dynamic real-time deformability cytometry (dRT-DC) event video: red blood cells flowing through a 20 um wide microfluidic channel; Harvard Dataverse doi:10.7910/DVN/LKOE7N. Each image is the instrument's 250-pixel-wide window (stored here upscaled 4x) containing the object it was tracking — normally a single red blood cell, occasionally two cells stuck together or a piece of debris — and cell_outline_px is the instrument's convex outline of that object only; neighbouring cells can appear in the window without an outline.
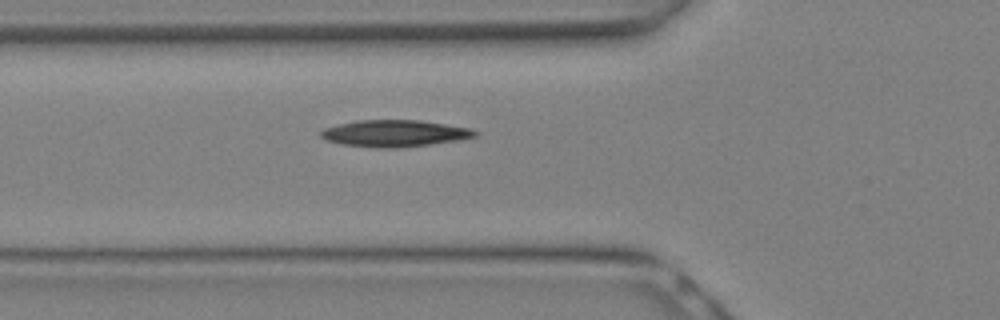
{"species": "Egyptian fruit bat (a non-hibernating species)", "species_latin": "Rousettus aegyptiacus", "temperature_condition": "warm", "stored_images_in_passage": 13, "camera_frame_rate_fps": 3000, "um_per_image_px": 0.085, "animal": {"sex": "female"}, "frame": {"image": 1, "passage_image": 3, "time_ms": 0.667, "image_size_px": [1000, 320], "cell_outline_px": [[480, 132], [476, 136], [460, 140], [432, 144], [400, 148], [380, 148], [340, 144], [324, 140], [320, 136], [320, 132], [324, 128], [356, 120], [420, 120], [472, 128]], "centroid_in_image_um": [33.56, 11.34], "position_along_channel_um": 92.2, "area_um2": 24.28}}
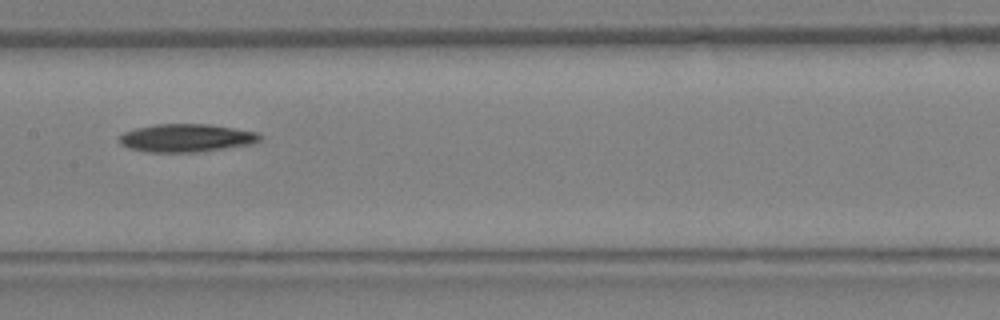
{"frame": {"image": 2, "passage_image": 7, "time_ms": 2.0, "image_size_px": [1000, 320], "cell_outline_px": [[260, 140], [252, 144], [200, 152], [148, 152], [128, 148], [120, 144], [120, 136], [124, 132], [136, 128], [156, 124], [208, 124], [256, 132], [260, 136]], "centroid_in_image_um": [15.81, 11.73], "position_along_channel_um": 191.6, "area_um2": 22.83}}
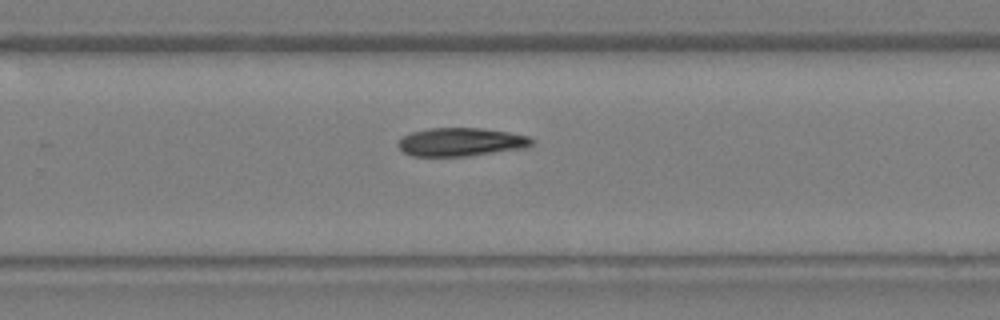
{"frame": {"image": 3, "passage_image": 11, "time_ms": 3.333, "image_size_px": [1000, 320], "cell_outline_px": [[536, 144], [528, 148], [468, 156], [412, 156], [404, 152], [396, 144], [404, 136], [412, 132], [428, 128], [480, 128], [508, 132], [528, 136]], "centroid_in_image_um": [39.22, 12.08], "position_along_channel_um": 290.6, "area_um2": 22.2}}